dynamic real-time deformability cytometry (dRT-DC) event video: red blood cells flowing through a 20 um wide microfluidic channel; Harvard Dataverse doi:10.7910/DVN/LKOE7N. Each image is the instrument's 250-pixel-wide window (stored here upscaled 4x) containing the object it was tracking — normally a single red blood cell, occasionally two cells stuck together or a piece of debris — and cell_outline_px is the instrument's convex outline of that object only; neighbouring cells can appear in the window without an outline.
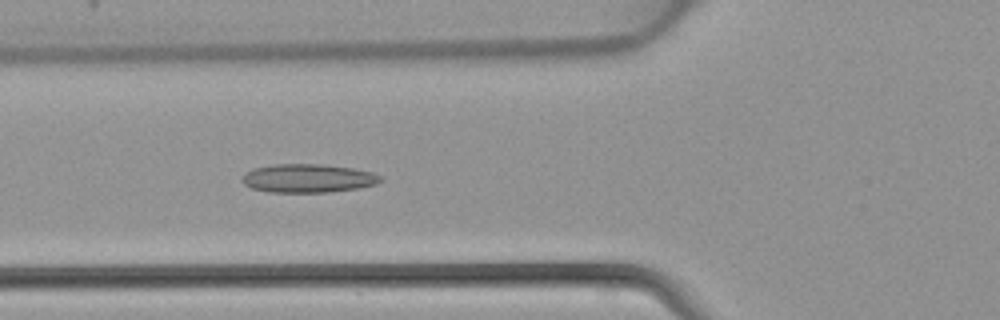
{"species": "common noctule bat (a hibernating species)", "species_latin": "Nyctalus noctula", "temperature_condition": "warm", "stored_images_in_passage": 43, "camera_frame_rate_fps": 3000, "um_per_image_px": 0.085, "animal": {"sex": "female", "body_mass_g": 22.7, "forearm_length_mm": 54.2}, "frame": {"image": 1, "passage_image": 15, "time_ms": 4.667, "image_size_px": [1000, 320], "cell_outline_px": [[384, 180], [376, 184], [360, 188], [328, 192], [268, 192], [252, 188], [244, 184], [240, 180], [244, 172], [252, 168], [272, 164], [320, 164], [352, 168], [372, 172], [380, 176]], "centroid_in_image_um": [26.15, 15.15], "position_along_channel_um": 99.7, "area_um2": 23.24}}
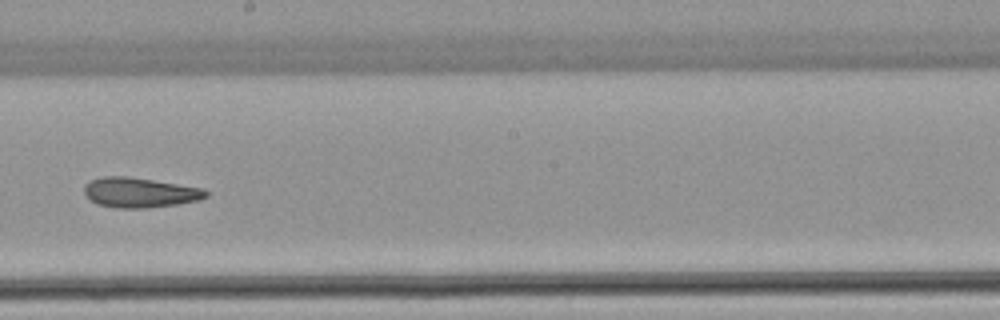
{"frame": {"image": 2, "passage_image": 24, "time_ms": 7.667, "image_size_px": [1000, 320], "cell_outline_px": [[208, 196], [200, 200], [176, 204], [144, 208], [116, 208], [96, 204], [84, 192], [84, 184], [88, 180], [104, 176], [128, 176], [204, 188], [208, 192]], "centroid_in_image_um": [11.87, 16.36], "position_along_channel_um": 236.3, "area_um2": 21.33}}
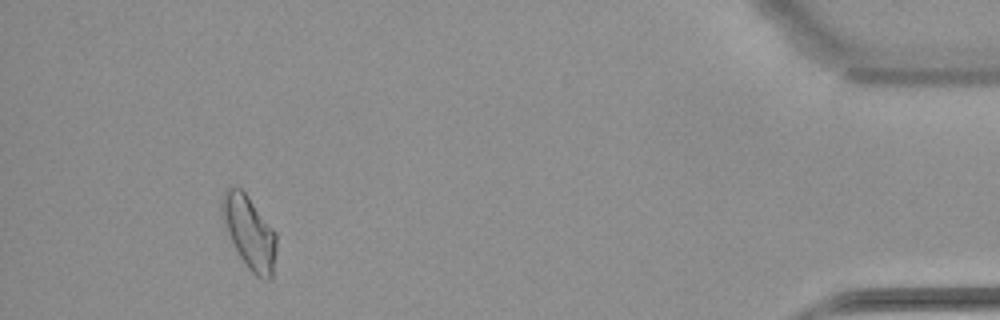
{"frame": {"image": 3, "passage_image": 40, "time_ms": 13.0, "image_size_px": [1000, 320], "cell_outline_px": [[276, 248], [272, 280], [268, 280], [256, 276], [248, 268], [240, 256], [224, 228], [220, 204], [224, 192], [228, 184], [240, 188], [248, 196], [276, 232]], "centroid_in_image_um": [21.18, 19.72], "position_along_channel_um": 414.0, "area_um2": 23.24}}